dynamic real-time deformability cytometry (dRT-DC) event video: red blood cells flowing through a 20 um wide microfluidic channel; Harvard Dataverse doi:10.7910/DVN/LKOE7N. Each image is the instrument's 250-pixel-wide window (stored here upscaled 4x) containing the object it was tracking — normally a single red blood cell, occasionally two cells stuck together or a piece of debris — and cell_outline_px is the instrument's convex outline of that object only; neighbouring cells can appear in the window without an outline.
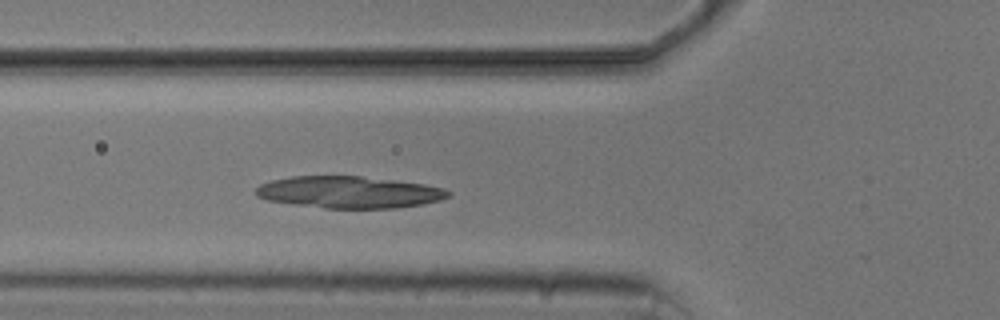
{"species": "common noctule bat (a hibernating species)", "species_latin": "Nyctalus noctula", "temperature_condition": "cold", "stored_images_in_passage": 5, "camera_frame_rate_fps": 3000, "um_per_image_px": 0.085, "animal": {"sex": "male", "body_mass_g": 20.5, "forearm_length_mm": 52.5}, "frame": {"image": 1, "passage_image": 5, "time_ms": 4.667, "image_size_px": [1000, 320], "cell_outline_px": [[452, 192], [448, 196], [440, 200], [420, 204], [396, 208], [324, 208], [292, 204], [268, 200], [256, 196], [256, 188], [260, 184], [272, 180], [292, 176], [360, 176], [424, 184], [444, 188]], "centroid_in_image_um": [29.65, 16.33], "position_along_channel_um": 96.1, "area_um2": 35.55}}